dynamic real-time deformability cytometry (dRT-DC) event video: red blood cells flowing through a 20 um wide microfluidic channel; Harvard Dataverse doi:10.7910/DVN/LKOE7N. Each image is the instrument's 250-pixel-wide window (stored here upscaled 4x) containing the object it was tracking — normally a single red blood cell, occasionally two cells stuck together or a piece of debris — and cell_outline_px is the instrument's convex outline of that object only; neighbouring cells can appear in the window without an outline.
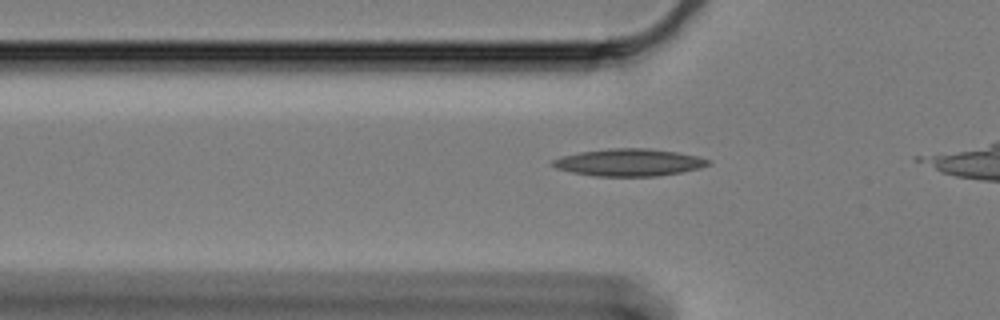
{"species": "Egyptian fruit bat (a non-hibernating species)", "species_latin": "Rousettus aegyptiacus", "temperature_condition": "cold", "stored_images_in_passage": 8, "camera_frame_rate_fps": 3000, "um_per_image_px": 0.085, "animal": {"sex": "female"}, "frame": {"image": 1, "passage_image": 3, "time_ms": 0.667, "image_size_px": [1000, 320], "cell_outline_px": [[712, 164], [700, 168], [680, 172], [656, 176], [596, 176], [572, 172], [556, 168], [552, 164], [552, 160], [560, 156], [580, 152], [608, 148], [648, 148], [676, 152], [700, 156], [712, 160]], "centroid_in_image_um": [53.5, 13.8], "position_along_channel_um": 72.3, "area_um2": 24.8}}
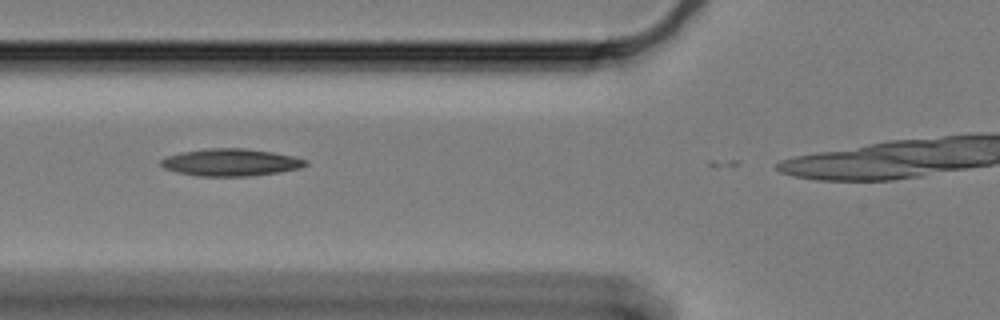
{"frame": {"image": 2, "passage_image": 6, "time_ms": 1.667, "image_size_px": [1000, 320], "cell_outline_px": [[308, 164], [300, 168], [280, 172], [248, 176], [196, 176], [164, 168], [160, 164], [160, 160], [168, 156], [180, 152], [208, 148], [244, 148], [272, 152], [292, 156], [308, 160]], "centroid_in_image_um": [19.62, 13.8], "position_along_channel_um": 106.2, "area_um2": 22.89}}